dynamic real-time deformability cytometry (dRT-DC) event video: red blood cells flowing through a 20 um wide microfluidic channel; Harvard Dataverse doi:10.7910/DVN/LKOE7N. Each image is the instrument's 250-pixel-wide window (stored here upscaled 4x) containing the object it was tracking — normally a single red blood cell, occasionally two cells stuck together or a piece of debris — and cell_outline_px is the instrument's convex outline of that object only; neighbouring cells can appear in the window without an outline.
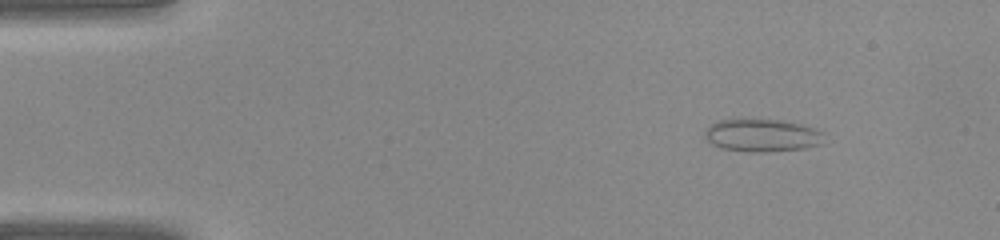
{"species": "common noctule bat (a hibernating species)", "species_latin": "Nyctalus noctula", "temperature_condition": "warm", "stored_images_in_passage": 37, "camera_frame_rate_fps": 3000, "um_per_image_px": 0.085, "animal": {"sex": "female", "body_mass_g": 22.0, "forearm_length_mm": 56.7}, "frame": {"image": 1, "passage_image": 2, "time_ms": 0.333, "image_size_px": [1000, 240], "cell_outline_px": [[824, 132], [820, 144], [804, 148], [764, 152], [748, 152], [724, 148], [712, 144], [704, 136], [704, 132], [712, 124], [720, 120], [784, 120], [800, 124]], "centroid_in_image_um": [64.78, 11.51], "position_along_channel_um": 20.2, "area_um2": 22.31}}
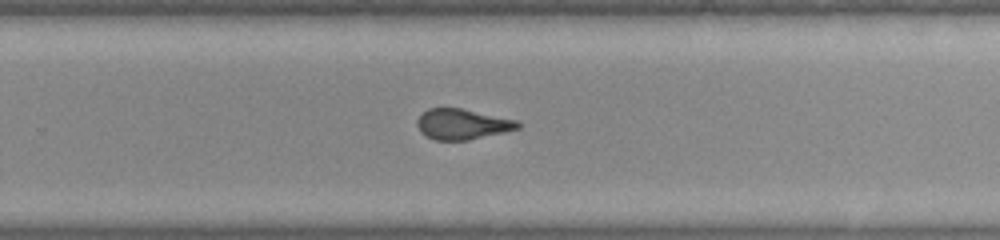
{"frame": {"image": 2, "passage_image": 23, "time_ms": 7.333, "image_size_px": [1000, 240], "cell_outline_px": [[520, 128], [504, 132], [468, 140], [436, 140], [424, 136], [420, 132], [416, 124], [416, 120], [428, 108], [460, 108], [516, 120], [520, 124]], "centroid_in_image_um": [39.25, 10.56], "position_along_channel_um": 290.5, "area_um2": 17.8}}
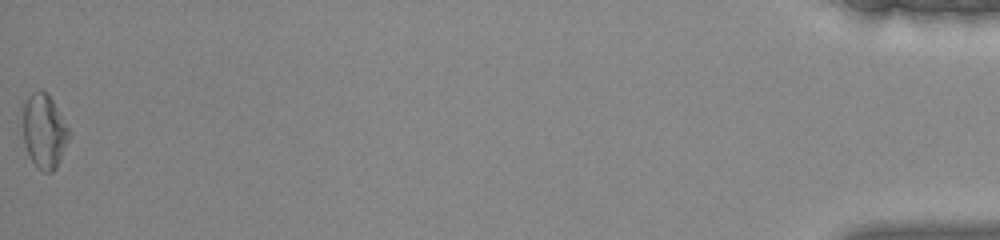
{"frame": {"image": 3, "passage_image": 37, "time_ms": 12.0, "image_size_px": [1000, 240], "cell_outline_px": [[72, 136], [56, 168], [52, 172], [44, 172], [32, 160], [24, 144], [24, 104], [32, 92], [40, 88], [52, 100], [72, 132]], "centroid_in_image_um": [3.81, 11.16], "position_along_channel_um": 431.4, "area_um2": 19.83}}